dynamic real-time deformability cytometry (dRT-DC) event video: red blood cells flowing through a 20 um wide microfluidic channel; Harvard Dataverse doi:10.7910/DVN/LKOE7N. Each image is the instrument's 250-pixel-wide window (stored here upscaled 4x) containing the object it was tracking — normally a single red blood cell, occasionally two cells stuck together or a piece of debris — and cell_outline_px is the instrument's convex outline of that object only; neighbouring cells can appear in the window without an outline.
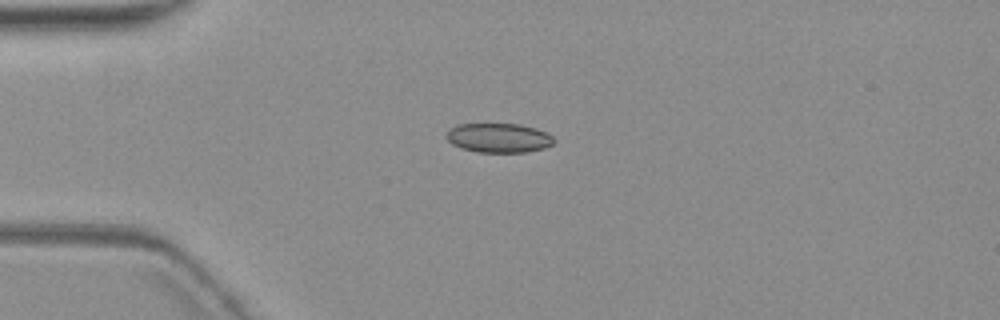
{"species": "common noctule bat (a hibernating species)", "species_latin": "Nyctalus noctula", "temperature_condition": "warm", "stored_images_in_passage": 7, "camera_frame_rate_fps": 3000, "um_per_image_px": 0.085, "animal": {"sex": "female", "body_mass_g": 19.3, "forearm_length_mm": 54.1}, "frame": {"image": 1, "passage_image": 1, "time_ms": 0.0, "image_size_px": [1000, 320], "cell_outline_px": [[556, 140], [552, 144], [544, 148], [528, 152], [476, 152], [460, 148], [452, 144], [444, 136], [456, 124], [520, 124], [536, 128], [548, 132]], "centroid_in_image_um": [42.41, 11.72], "position_along_channel_um": 42.6, "area_um2": 18.55}}
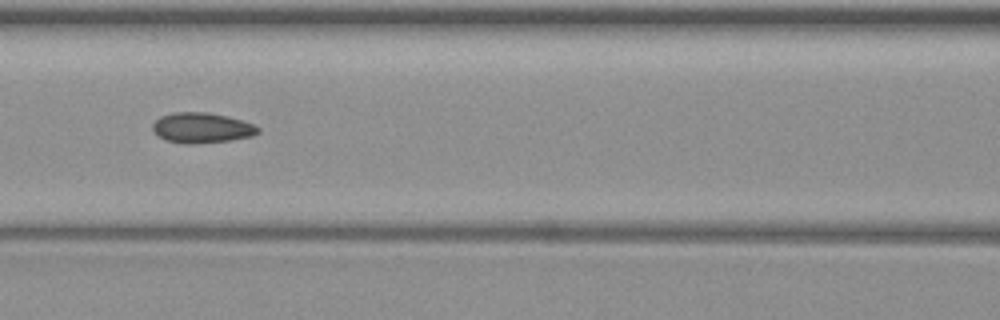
{"frame": {"image": 2, "passage_image": 4, "time_ms": 3.667, "image_size_px": [1000, 320], "cell_outline_px": [[260, 132], [252, 136], [232, 140], [196, 144], [184, 144], [164, 140], [156, 136], [152, 128], [152, 124], [160, 116], [176, 112], [208, 112], [228, 116], [244, 120], [260, 128]], "centroid_in_image_um": [17.14, 10.87], "position_along_channel_um": 149.5, "area_um2": 18.96}}
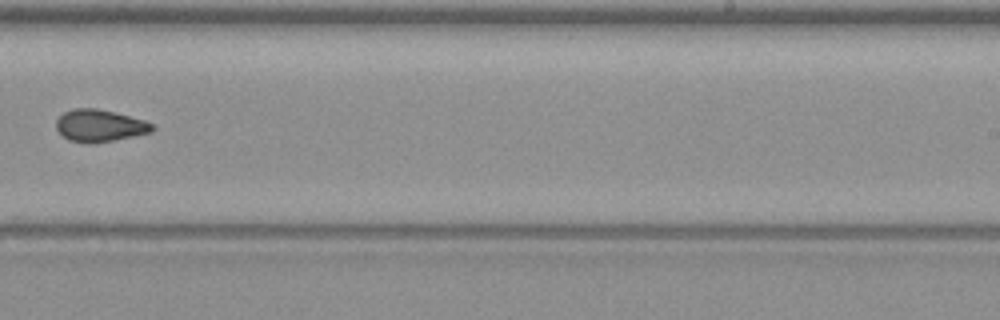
{"frame": {"image": 3, "passage_image": 7, "time_ms": 7.333, "image_size_px": [1000, 320], "cell_outline_px": [[156, 128], [152, 132], [96, 144], [84, 144], [68, 140], [56, 128], [56, 120], [64, 112], [72, 108], [96, 108], [144, 120], [152, 124]], "centroid_in_image_um": [8.46, 10.7], "position_along_channel_um": 280.5, "area_um2": 18.09}}